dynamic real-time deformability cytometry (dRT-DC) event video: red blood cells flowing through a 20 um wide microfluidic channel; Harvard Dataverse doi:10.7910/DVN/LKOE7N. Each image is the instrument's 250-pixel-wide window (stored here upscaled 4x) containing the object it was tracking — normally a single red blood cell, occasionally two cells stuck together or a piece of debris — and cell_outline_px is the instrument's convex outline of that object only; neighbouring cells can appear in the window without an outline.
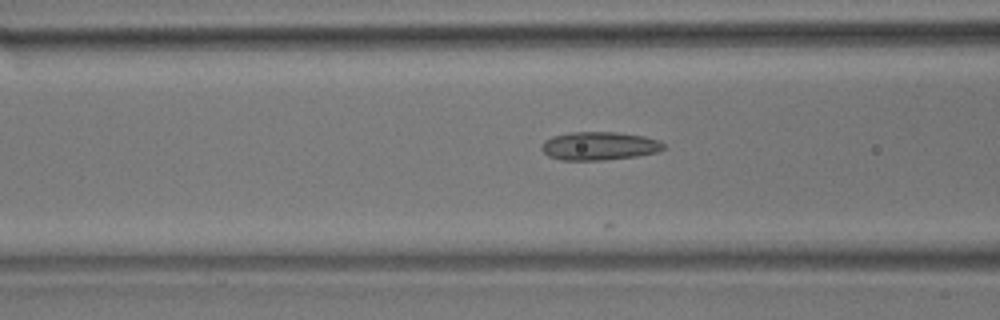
{"species": "common noctule bat (a hibernating species)", "species_latin": "Nyctalus noctula", "temperature_condition": "room temperature", "stored_images_in_passage": 9, "camera_frame_rate_fps": 3000, "um_per_image_px": 0.085, "animal": {"sex": "male", "body_mass_g": 17.9}, "frame": {"image": 1, "passage_image": 4, "time_ms": 1.0, "image_size_px": [1000, 320], "cell_outline_px": [[668, 148], [656, 152], [636, 156], [604, 160], [560, 160], [548, 156], [540, 148], [544, 140], [552, 136], [572, 132], [616, 132], [644, 136], [660, 140]], "centroid_in_image_um": [50.94, 12.4], "position_along_channel_um": 115.7, "area_um2": 20.29}}
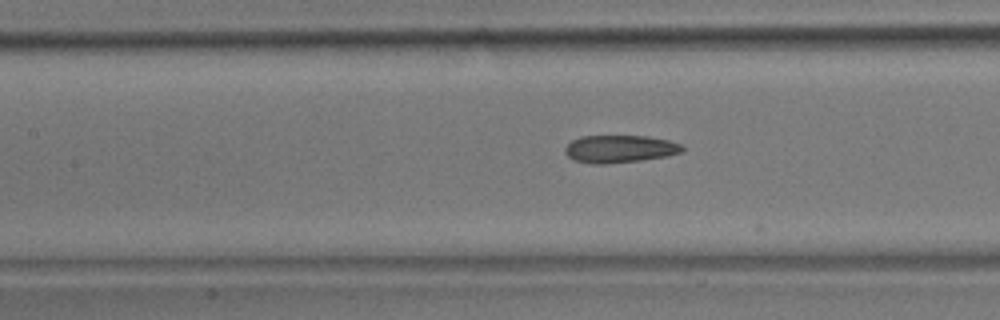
{"frame": {"image": 2, "passage_image": 7, "time_ms": 2.0, "image_size_px": [1000, 320], "cell_outline_px": [[684, 148], [680, 152], [668, 156], [640, 160], [604, 164], [592, 164], [572, 160], [564, 152], [564, 148], [572, 140], [580, 136], [648, 136], [668, 140], [680, 144]], "centroid_in_image_um": [52.63, 12.66], "position_along_channel_um": 154.8, "area_um2": 18.84}}